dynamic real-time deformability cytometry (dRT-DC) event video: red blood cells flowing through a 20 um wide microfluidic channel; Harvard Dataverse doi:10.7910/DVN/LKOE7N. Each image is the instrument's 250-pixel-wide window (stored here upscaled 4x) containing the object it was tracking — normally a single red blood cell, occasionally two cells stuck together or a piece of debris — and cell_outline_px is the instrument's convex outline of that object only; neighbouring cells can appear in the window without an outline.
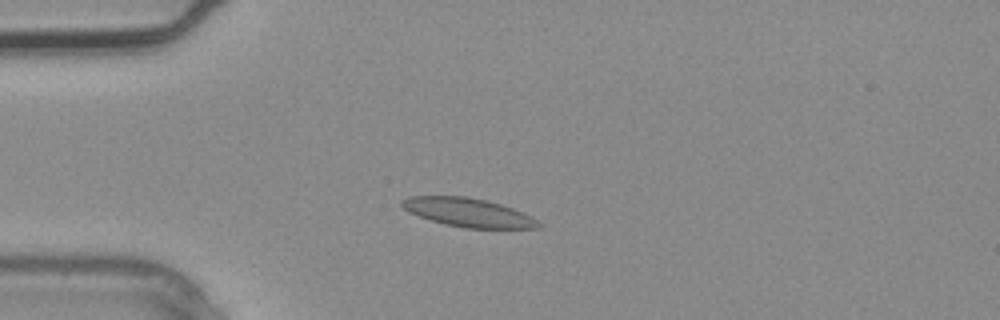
{"species": "common noctule bat (a hibernating species)", "species_latin": "Nyctalus noctula", "temperature_condition": "warm", "stored_images_in_passage": 2, "camera_frame_rate_fps": 3000, "um_per_image_px": 0.085, "animal": {"sex": "male", "body_mass_g": 20.4}, "frame": {"image": 1, "passage_image": 2, "time_ms": 0.333, "image_size_px": [1000, 320], "cell_outline_px": [[540, 228], [464, 228], [444, 224], [408, 212], [400, 204], [400, 200], [408, 196], [468, 196], [500, 204], [524, 212], [536, 220], [540, 224]], "centroid_in_image_um": [39.76, 18.05], "position_along_channel_um": 45.2, "area_um2": 22.72}}